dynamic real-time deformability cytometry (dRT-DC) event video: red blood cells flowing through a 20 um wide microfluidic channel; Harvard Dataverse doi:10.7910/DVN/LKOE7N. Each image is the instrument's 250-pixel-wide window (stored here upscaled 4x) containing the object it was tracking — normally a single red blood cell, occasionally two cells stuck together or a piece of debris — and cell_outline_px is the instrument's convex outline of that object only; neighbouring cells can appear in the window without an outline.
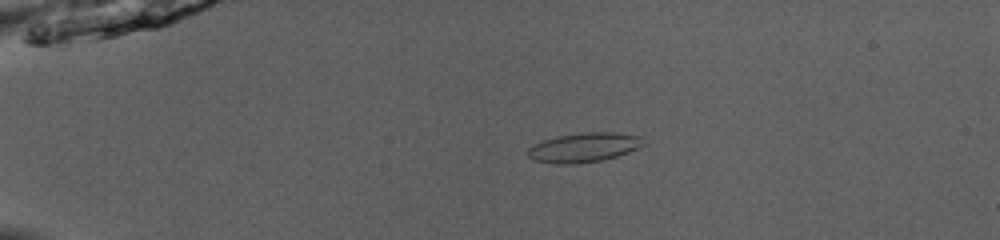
{"species": "common noctule bat (a hibernating species)", "species_latin": "Nyctalus noctula", "temperature_condition": "room temperature", "stored_images_in_passage": 48, "camera_frame_rate_fps": 3000, "um_per_image_px": 0.085, "animal": {"sex": "male", "body_mass_g": 13.0, "forearm_length_mm": 53.1}, "frame": {"image": 1, "passage_image": 10, "time_ms": 3.0, "image_size_px": [1000, 240], "cell_outline_px": [[644, 144], [628, 152], [604, 160], [572, 164], [552, 164], [532, 160], [528, 156], [528, 148], [532, 144], [540, 140], [556, 136], [584, 132], [612, 132], [640, 136]], "centroid_in_image_um": [49.55, 12.54], "position_along_channel_um": 35.5, "area_um2": 19.94}}
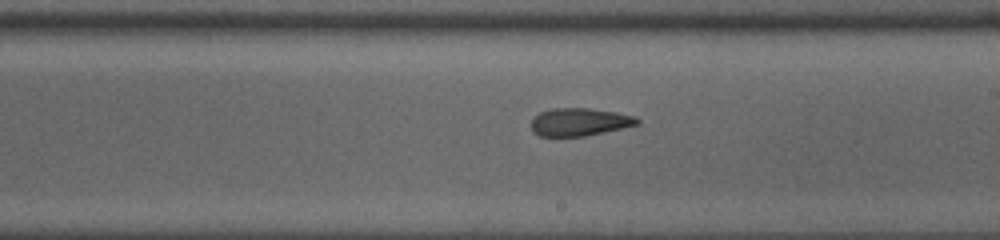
{"frame": {"image": 2, "passage_image": 29, "time_ms": 9.333, "image_size_px": [1000, 240], "cell_outline_px": [[640, 124], [584, 136], [540, 136], [532, 132], [532, 120], [540, 112], [552, 108], [588, 108], [616, 112], [636, 116], [640, 120]], "centroid_in_image_um": [49.27, 10.36], "position_along_channel_um": 239.7, "area_um2": 17.11}}
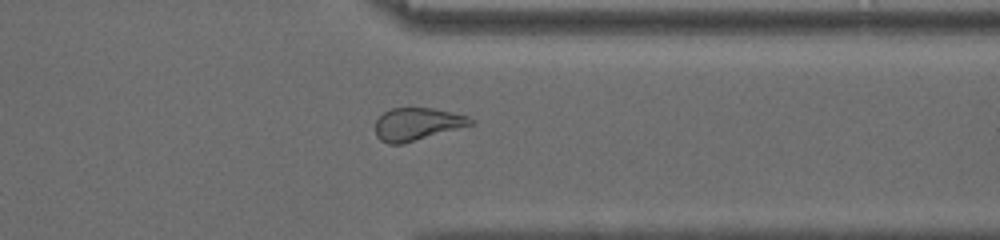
{"frame": {"image": 3, "passage_image": 39, "time_ms": 12.667, "image_size_px": [1000, 240], "cell_outline_px": [[476, 124], [400, 144], [388, 144], [380, 140], [376, 136], [376, 120], [384, 112], [392, 108], [432, 108], [468, 116], [476, 120]], "centroid_in_image_um": [35.48, 10.54], "position_along_channel_um": 375.9, "area_um2": 18.03}, "authors_computed_cell_mechanics": {"area_um2": 19.074, "velocity_mm_per_s": 4.0925, "shape_relaxation_time_tau1_ms": null, "shape_relaxation_time_tau2_ms": 3.0053, "deformation_change_tau1": null, "deformation_change_tau2": 0.1126}}